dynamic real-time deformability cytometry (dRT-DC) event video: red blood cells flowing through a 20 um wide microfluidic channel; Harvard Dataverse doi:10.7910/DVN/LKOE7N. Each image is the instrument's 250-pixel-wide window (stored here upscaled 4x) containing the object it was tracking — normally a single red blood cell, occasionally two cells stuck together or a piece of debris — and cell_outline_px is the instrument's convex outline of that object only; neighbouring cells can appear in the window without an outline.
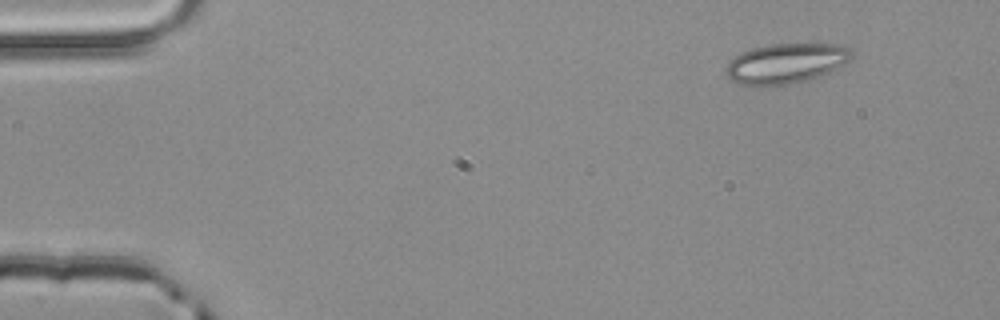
{"species": "common noctule bat (a hibernating species)", "species_latin": "Nyctalus noctula", "temperature_condition": "room temperature", "stored_images_in_passage": 3, "camera_frame_rate_fps": 3000, "um_per_image_px": 0.085, "animal": {"sex": "male", "body_mass_g": 20.4}, "frame": {"image": 1, "passage_image": 1, "time_ms": 0.0, "image_size_px": [1000, 320], "cell_outline_px": [[852, 56], [848, 60], [828, 72], [808, 80], [788, 84], [760, 88], [748, 88], [736, 84], [724, 72], [724, 68], [728, 60], [740, 52], [752, 48], [772, 44], [840, 44], [848, 48], [852, 52]], "centroid_in_image_um": [66.67, 5.42], "position_along_channel_um": 18.3, "area_um2": 29.88}}
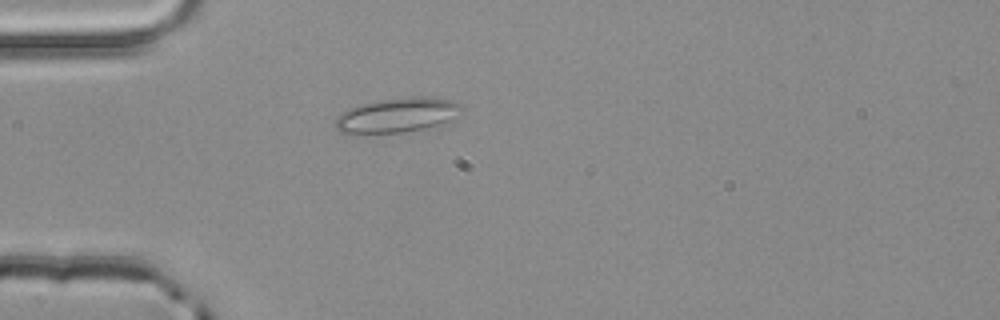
{"frame": {"image": 2, "passage_image": 3, "time_ms": 0.667, "image_size_px": [1000, 320], "cell_outline_px": [[464, 108], [444, 128], [404, 132], [340, 132], [336, 128], [336, 116], [348, 108], [360, 104], [376, 100], [412, 96], [420, 96], [452, 100], [464, 104]], "centroid_in_image_um": [33.91, 9.78], "position_along_channel_um": 51.1, "area_um2": 26.18}}